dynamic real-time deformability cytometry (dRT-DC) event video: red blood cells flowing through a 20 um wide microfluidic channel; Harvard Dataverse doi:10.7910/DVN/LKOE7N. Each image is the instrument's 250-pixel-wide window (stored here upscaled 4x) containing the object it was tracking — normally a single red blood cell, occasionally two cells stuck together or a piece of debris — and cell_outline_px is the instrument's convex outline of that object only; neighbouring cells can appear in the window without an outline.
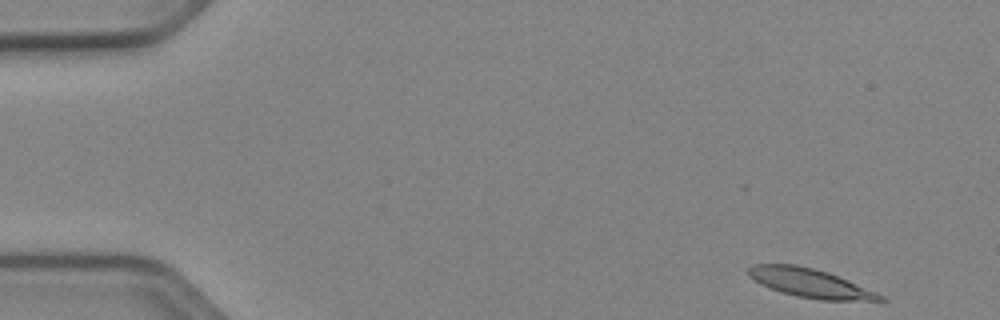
{"species": "Egyptian fruit bat (a non-hibernating species)", "species_latin": "Rousettus aegyptiacus", "temperature_condition": "cold", "stored_images_in_passage": 49, "camera_frame_rate_fps": 3000, "um_per_image_px": 0.085, "animal": {"sex": "female"}, "frame": {"image": 1, "passage_image": 1, "time_ms": 0.0, "image_size_px": [1000, 320], "cell_outline_px": [[888, 300], [820, 300], [796, 296], [780, 292], [760, 284], [748, 276], [748, 268], [752, 264], [796, 264], [828, 272], [848, 280], [876, 292], [884, 296]], "centroid_in_image_um": [68.82, 24.05], "position_along_channel_um": 16.2, "area_um2": 22.02}}
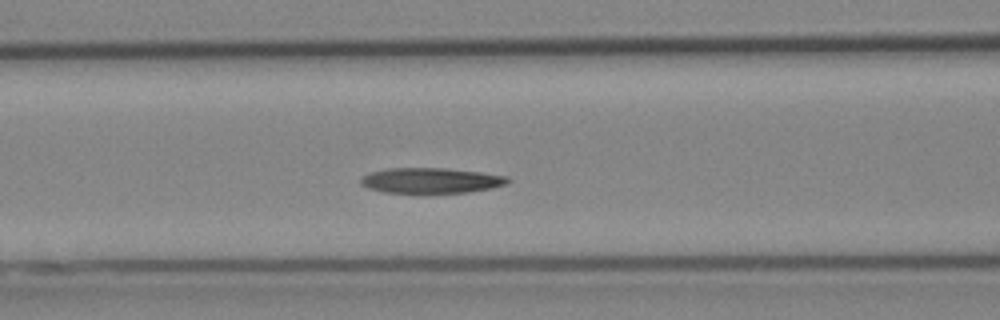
{"frame": {"image": 2, "passage_image": 19, "time_ms": 6.0, "image_size_px": [1000, 320], "cell_outline_px": [[512, 180], [508, 184], [492, 188], [468, 192], [384, 192], [368, 188], [360, 184], [360, 180], [368, 172], [388, 168], [448, 168], [480, 172], [508, 176]], "centroid_in_image_um": [36.66, 15.33], "position_along_channel_um": 129.9, "area_um2": 21.73}}
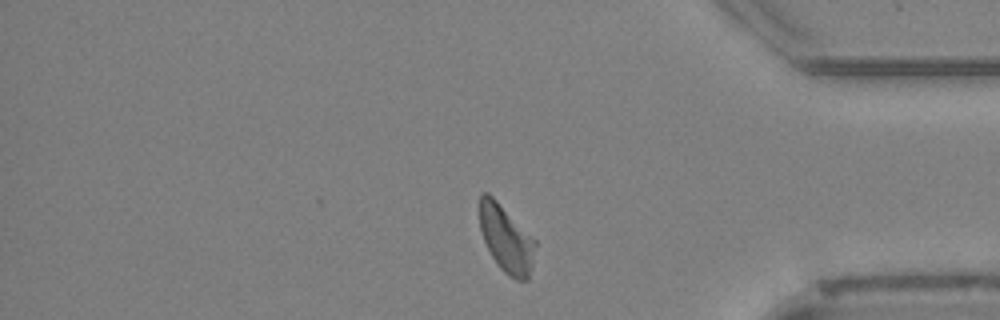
{"frame": {"image": 3, "passage_image": 41, "time_ms": 13.333, "image_size_px": [1000, 320], "cell_outline_px": [[536, 244], [532, 264], [528, 280], [516, 280], [508, 276], [500, 268], [492, 256], [484, 240], [480, 228], [480, 196], [484, 192], [488, 192], [536, 240]], "centroid_in_image_um": [43.04, 20.32], "position_along_channel_um": 392.2, "area_um2": 21.44}, "authors_computed_cell_mechanics": {"area_um2": 22.0796, "velocity_mm_per_s": 3.8592, "shape_relaxation_time_tau1_ms": 7.6481, "shape_relaxation_time_tau2_ms": null, "deformation_change_tau1": 0.197, "deformation_change_tau2": null}}